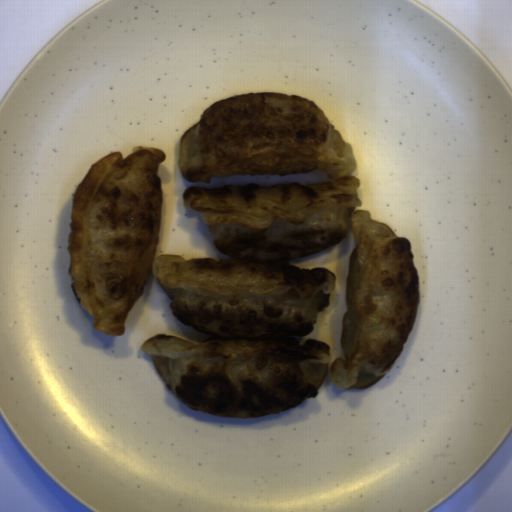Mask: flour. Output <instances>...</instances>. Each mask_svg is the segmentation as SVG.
Wrapping results in <instances>:
<instances>
[{
  "instance_id": "c2a2500e",
  "label": "flour",
  "mask_w": 512,
  "mask_h": 512,
  "mask_svg": "<svg viewBox=\"0 0 512 512\" xmlns=\"http://www.w3.org/2000/svg\"><path fill=\"white\" fill-rule=\"evenodd\" d=\"M90 165L71 205L70 287L94 320L120 337L150 275L168 295L172 315L212 336L199 344L160 333L140 350L166 388L195 412L262 418L316 398L331 347L298 337L314 330L330 306L337 277L326 267L300 268L343 241L356 246L347 264L340 346L329 382L367 390L394 367L416 320L419 273L411 241L360 209L353 146L323 109L306 97L250 92L216 101L179 141L178 169L193 183L238 175L304 174L331 182L190 187L185 210L208 226L214 247L231 258L157 254L163 208L159 164L166 153L135 145Z\"/></svg>"
}]
</instances>
